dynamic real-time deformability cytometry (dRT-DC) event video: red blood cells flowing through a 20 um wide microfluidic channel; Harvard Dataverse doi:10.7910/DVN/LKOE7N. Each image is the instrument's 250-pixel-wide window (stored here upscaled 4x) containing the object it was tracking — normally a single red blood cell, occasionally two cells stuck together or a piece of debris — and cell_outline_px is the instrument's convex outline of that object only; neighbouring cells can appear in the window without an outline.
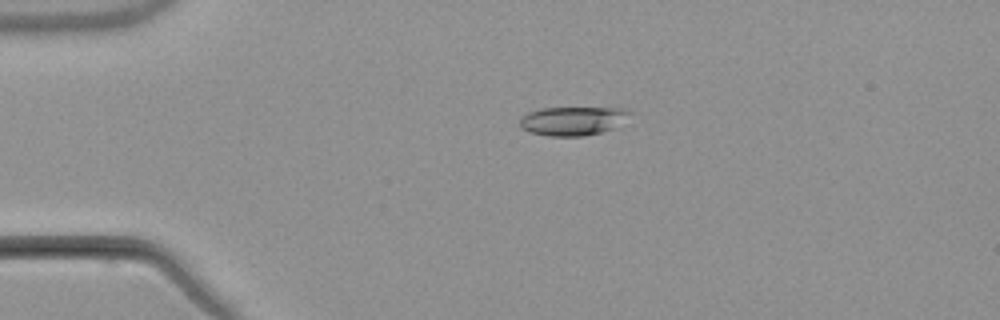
{"species": "common noctule bat (a hibernating species)", "species_latin": "Nyctalus noctula", "temperature_condition": "warm", "stored_images_in_passage": 5, "camera_frame_rate_fps": 3000, "um_per_image_px": 0.085, "animal": {"sex": "male", "body_mass_g": 21.5, "forearm_length_mm": 52.0}, "frame": {"image": 1, "passage_image": 4, "time_ms": 3.333, "image_size_px": [1000, 320], "cell_outline_px": [[632, 112], [612, 128], [600, 132], [584, 136], [548, 136], [528, 132], [520, 128], [520, 116], [528, 112], [540, 108], [624, 108]], "centroid_in_image_um": [48.59, 10.27], "position_along_channel_um": 36.4, "area_um2": 18.32}}